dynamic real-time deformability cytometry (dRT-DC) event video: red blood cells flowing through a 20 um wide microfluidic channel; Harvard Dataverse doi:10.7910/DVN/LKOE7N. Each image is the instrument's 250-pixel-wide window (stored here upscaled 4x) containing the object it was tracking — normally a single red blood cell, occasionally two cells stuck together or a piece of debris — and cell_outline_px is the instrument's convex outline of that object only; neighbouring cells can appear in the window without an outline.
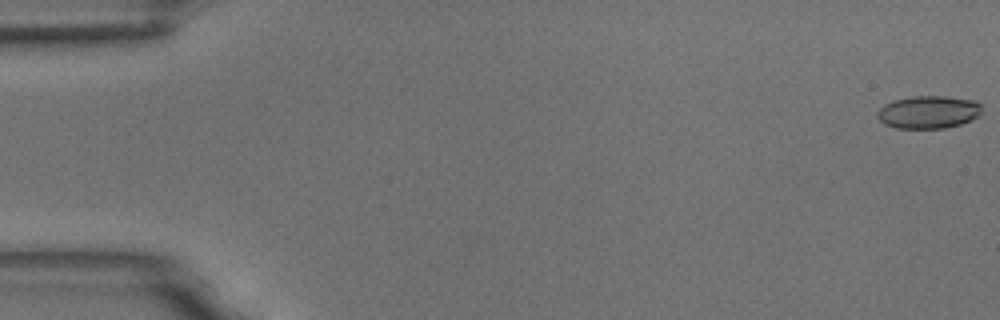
{"species": "common noctule bat (a hibernating species)", "species_latin": "Nyctalus noctula", "temperature_condition": "room temperature", "stored_images_in_passage": 56, "camera_frame_rate_fps": 3000, "um_per_image_px": 0.085, "animal": {"sex": "male", "body_mass_g": 18.8}, "frame": {"image": 1, "passage_image": 1, "time_ms": 0.0, "image_size_px": [1000, 320], "cell_outline_px": [[980, 112], [976, 116], [960, 124], [944, 128], [896, 128], [884, 124], [876, 116], [876, 112], [884, 104], [892, 100], [912, 96], [944, 96], [976, 100], [980, 104]], "centroid_in_image_um": [78.86, 9.51], "position_along_channel_um": 6.1, "area_um2": 19.88}}
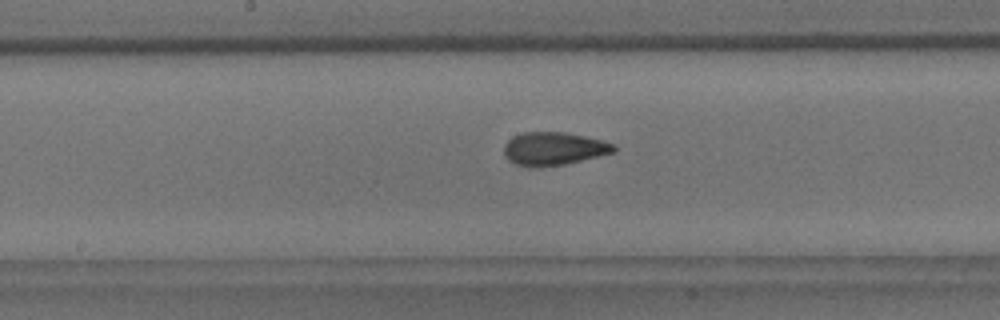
{"frame": {"image": 2, "passage_image": 29, "time_ms": 9.333, "image_size_px": [1000, 320], "cell_outline_px": [[616, 152], [564, 164], [536, 168], [528, 168], [516, 164], [508, 160], [504, 156], [504, 144], [512, 136], [520, 132], [564, 132], [584, 136], [616, 144]], "centroid_in_image_um": [47.03, 12.64], "position_along_channel_um": 201.2, "area_um2": 21.44}}
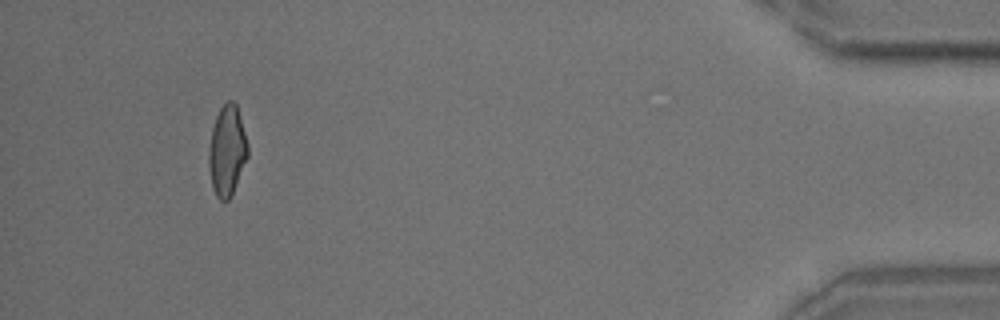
{"frame": {"image": 3, "passage_image": 52, "time_ms": 17.0, "image_size_px": [1000, 320], "cell_outline_px": [[248, 156], [232, 192], [228, 200], [220, 200], [216, 196], [212, 188], [208, 164], [208, 148], [212, 128], [216, 116], [220, 108], [228, 100], [232, 100], [236, 104], [248, 144]], "centroid_in_image_um": [19.28, 12.8], "position_along_channel_um": 415.9, "area_um2": 20.35}, "authors_computed_cell_mechanics": {"area_um2": 20.4901, "velocity_mm_per_s": 3.6919, "shape_relaxation_time_tau1_ms": 6.7502, "shape_relaxation_time_tau2_ms": 1.3088, "deformation_change_tau1": 0.1603, "deformation_change_tau2": 0.0758}}